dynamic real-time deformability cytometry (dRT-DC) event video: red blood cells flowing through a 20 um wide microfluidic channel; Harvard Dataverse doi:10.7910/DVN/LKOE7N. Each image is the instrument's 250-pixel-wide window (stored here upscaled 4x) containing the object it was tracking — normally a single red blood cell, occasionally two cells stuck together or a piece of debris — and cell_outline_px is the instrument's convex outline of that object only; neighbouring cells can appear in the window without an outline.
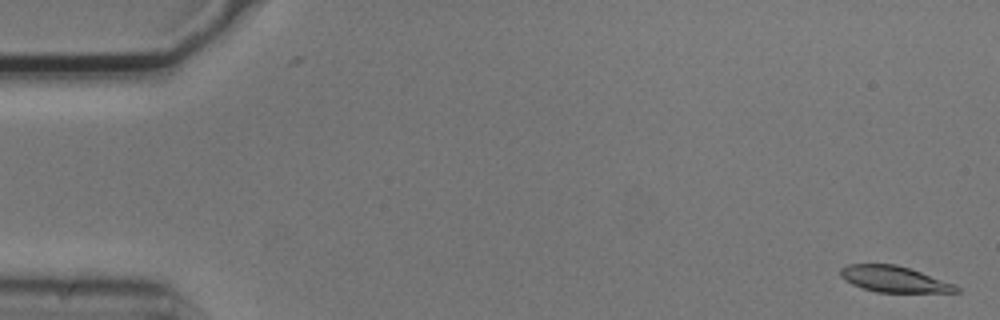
{"species": "common noctule bat (a hibernating species)", "species_latin": "Nyctalus noctula", "temperature_condition": "cold", "stored_images_in_passage": 5, "camera_frame_rate_fps": 3000, "um_per_image_px": 0.085, "animal": {"sex": "male", "body_mass_g": 20.5, "forearm_length_mm": 52.5}, "frame": {"image": 1, "passage_image": 1, "time_ms": 0.0, "image_size_px": [1000, 320], "cell_outline_px": [[960, 292], [876, 292], [852, 284], [844, 280], [840, 276], [840, 268], [848, 264], [896, 264], [956, 284], [960, 288]], "centroid_in_image_um": [75.99, 23.72], "position_along_channel_um": 9.0, "area_um2": 17.51}}